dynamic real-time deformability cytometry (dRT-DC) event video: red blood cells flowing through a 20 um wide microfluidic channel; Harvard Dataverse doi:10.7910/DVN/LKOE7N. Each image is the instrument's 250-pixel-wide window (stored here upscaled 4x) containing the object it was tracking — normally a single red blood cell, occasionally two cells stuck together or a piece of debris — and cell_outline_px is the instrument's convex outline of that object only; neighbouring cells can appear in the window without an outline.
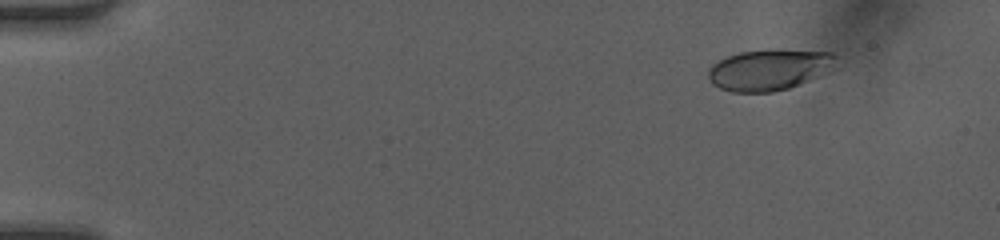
{"species": "human", "species_latin": "Homo sapiens", "temperature_condition": "room temperature", "stored_images_in_passage": 34, "camera_frame_rate_fps": 3000, "um_per_image_px": 0.085, "donor": {"sex": "female"}, "frame": {"image": 1, "passage_image": 1, "time_ms": 0.0, "image_size_px": [1000, 240], "cell_outline_px": [[812, 56], [800, 76], [792, 84], [784, 88], [764, 92], [744, 92], [724, 88], [716, 84], [712, 80], [712, 72], [724, 60], [732, 56], [748, 52], [808, 52]], "centroid_in_image_um": [64.65, 6.03], "position_along_channel_um": 20.3, "area_um2": 22.54}}
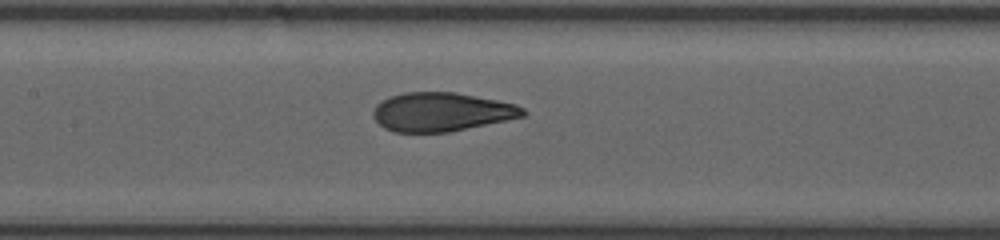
{"frame": {"image": 2, "passage_image": 20, "time_ms": 6.333, "image_size_px": [1000, 240], "cell_outline_px": [[524, 112], [516, 116], [460, 128], [440, 132], [404, 132], [388, 128], [376, 116], [376, 108], [380, 104], [396, 96], [420, 92], [444, 92], [488, 100], [508, 104], [520, 108]], "centroid_in_image_um": [37.44, 9.52], "position_along_channel_um": 170.0, "area_um2": 30.17}}
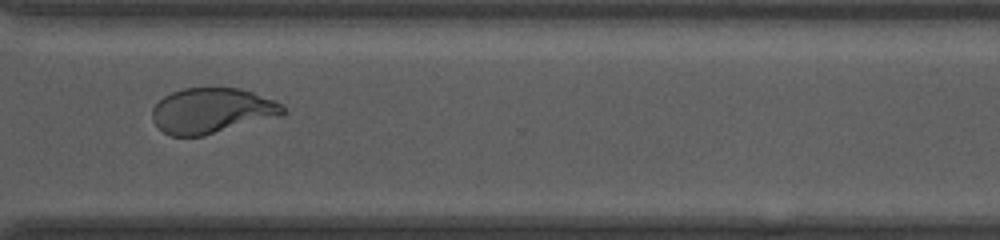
{"frame": {"image": 3, "passage_image": 33, "time_ms": 10.667, "image_size_px": [1000, 240], "cell_outline_px": [[284, 112], [196, 136], [176, 136], [168, 132], [164, 100], [168, 96], [176, 92], [192, 88], [232, 88], [244, 92], [276, 104], [284, 108]], "centroid_in_image_um": [18.15, 9.37], "position_along_channel_um": 352.4, "area_um2": 28.9}}